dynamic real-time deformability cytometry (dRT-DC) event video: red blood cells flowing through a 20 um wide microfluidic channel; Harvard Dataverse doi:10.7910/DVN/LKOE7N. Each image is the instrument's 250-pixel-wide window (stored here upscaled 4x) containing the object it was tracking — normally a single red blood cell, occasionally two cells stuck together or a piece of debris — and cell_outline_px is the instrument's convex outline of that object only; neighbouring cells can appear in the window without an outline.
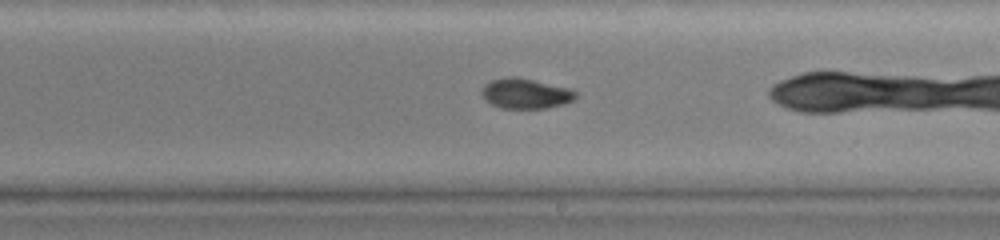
{"species": "common noctule bat (a hibernating species)", "species_latin": "Nyctalus noctula", "temperature_condition": "warm", "stored_images_in_passage": 51, "camera_frame_rate_fps": 3000, "um_per_image_px": 0.085, "animal": {"sex": "female", "body_mass_g": 19.0, "forearm_length_mm": 51.5}, "frame": {"image": 1, "passage_image": 30, "time_ms": 9.0, "image_size_px": [1000, 240], "cell_outline_px": [[576, 100], [564, 104], [548, 108], [500, 108], [484, 100], [480, 92], [484, 84], [492, 80], [508, 76], [516, 76], [572, 88], [576, 92]], "centroid_in_image_um": [44.69, 7.94], "position_along_channel_um": 244.3, "area_um2": 16.88}}
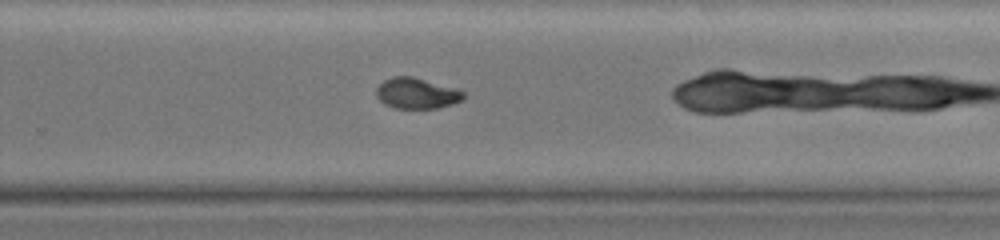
{"frame": {"image": 2, "passage_image": 35, "time_ms": 10.333, "image_size_px": [1000, 240], "cell_outline_px": [[464, 96], [460, 100], [452, 104], [436, 108], [392, 108], [384, 104], [376, 96], [376, 88], [384, 80], [392, 76], [412, 76], [456, 88], [464, 92]], "centroid_in_image_um": [35.38, 7.92], "position_along_channel_um": 294.4, "area_um2": 15.61}}
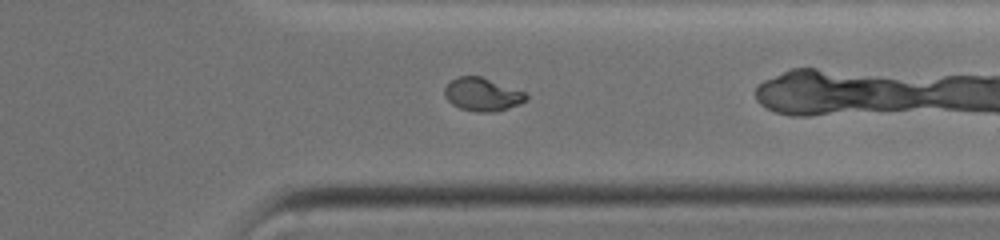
{"frame": {"image": 3, "passage_image": 48, "time_ms": 12.333, "image_size_px": [1000, 240], "cell_outline_px": [[528, 100], [520, 104], [496, 112], [476, 112], [460, 108], [452, 104], [444, 96], [444, 88], [452, 80], [460, 76], [480, 76], [528, 92]], "centroid_in_image_um": [41.05, 8.03], "position_along_channel_um": 370.3, "area_um2": 15.95}}